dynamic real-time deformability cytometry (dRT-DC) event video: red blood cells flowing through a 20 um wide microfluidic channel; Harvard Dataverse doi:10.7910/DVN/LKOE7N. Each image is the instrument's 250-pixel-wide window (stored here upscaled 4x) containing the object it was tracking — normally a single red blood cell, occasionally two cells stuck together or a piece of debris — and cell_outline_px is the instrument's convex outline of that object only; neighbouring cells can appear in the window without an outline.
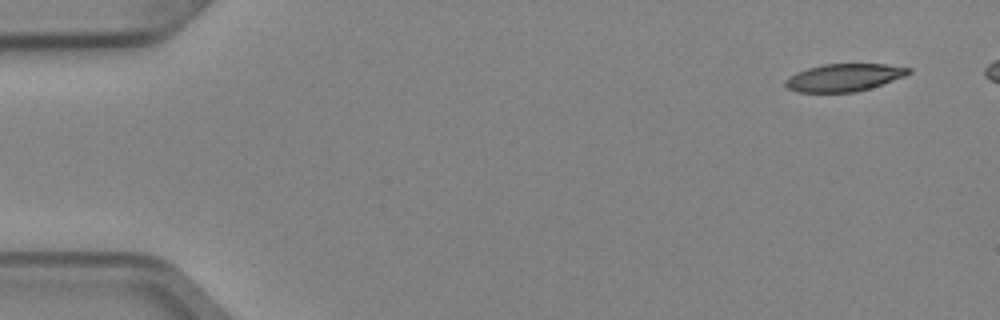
{"species": "Egyptian fruit bat (a non-hibernating species)", "species_latin": "Rousettus aegyptiacus", "temperature_condition": "cold", "stored_images_in_passage": 6, "camera_frame_rate_fps": 3000, "um_per_image_px": 0.085, "animal": {"sex": "female"}, "frame": {"image": 1, "passage_image": 1, "time_ms": 0.0, "image_size_px": [1000, 320], "cell_outline_px": [[912, 72], [904, 76], [856, 92], [796, 92], [788, 88], [784, 84], [784, 80], [796, 72], [808, 68], [824, 64], [888, 64], [912, 68]], "centroid_in_image_um": [71.72, 6.58], "position_along_channel_um": 13.3, "area_um2": 19.65}}
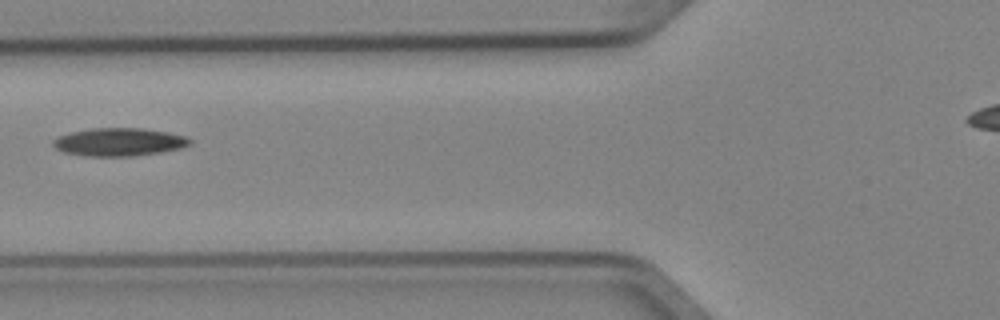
{"frame": {"image": 2, "passage_image": 6, "time_ms": 1.667, "image_size_px": [1000, 320], "cell_outline_px": [[192, 144], [180, 148], [160, 152], [136, 156], [84, 156], [64, 152], [56, 148], [52, 144], [52, 140], [60, 136], [72, 132], [92, 128], [140, 128], [168, 132], [188, 136], [192, 140]], "centroid_in_image_um": [10.16, 12.07], "position_along_channel_um": 115.6, "area_um2": 22.37}}